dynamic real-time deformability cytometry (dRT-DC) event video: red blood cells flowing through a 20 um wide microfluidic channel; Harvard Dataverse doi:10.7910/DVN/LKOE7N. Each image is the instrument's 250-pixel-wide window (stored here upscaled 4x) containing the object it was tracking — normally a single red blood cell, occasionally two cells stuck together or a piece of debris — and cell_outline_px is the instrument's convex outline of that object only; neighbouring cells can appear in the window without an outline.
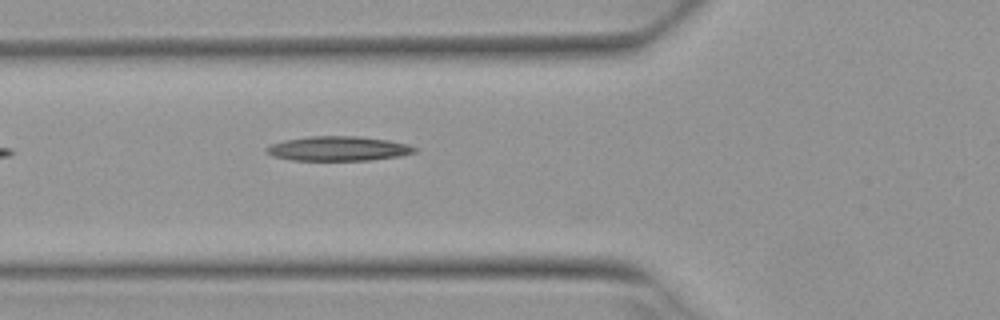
{"species": "Egyptian fruit bat (a non-hibernating species)", "species_latin": "Rousettus aegyptiacus", "temperature_condition": "warm", "stored_images_in_passage": 3, "camera_frame_rate_fps": 3000, "um_per_image_px": 0.085, "animal": {"sex": "female"}, "frame": {"image": 1, "passage_image": 3, "time_ms": 0.667, "image_size_px": [1000, 320], "cell_outline_px": [[416, 152], [400, 156], [368, 160], [292, 160], [272, 156], [264, 152], [264, 148], [272, 144], [284, 140], [308, 136], [360, 136], [388, 140], [408, 144], [416, 148]], "centroid_in_image_um": [28.72, 12.62], "position_along_channel_um": 97.1, "area_um2": 21.27}}